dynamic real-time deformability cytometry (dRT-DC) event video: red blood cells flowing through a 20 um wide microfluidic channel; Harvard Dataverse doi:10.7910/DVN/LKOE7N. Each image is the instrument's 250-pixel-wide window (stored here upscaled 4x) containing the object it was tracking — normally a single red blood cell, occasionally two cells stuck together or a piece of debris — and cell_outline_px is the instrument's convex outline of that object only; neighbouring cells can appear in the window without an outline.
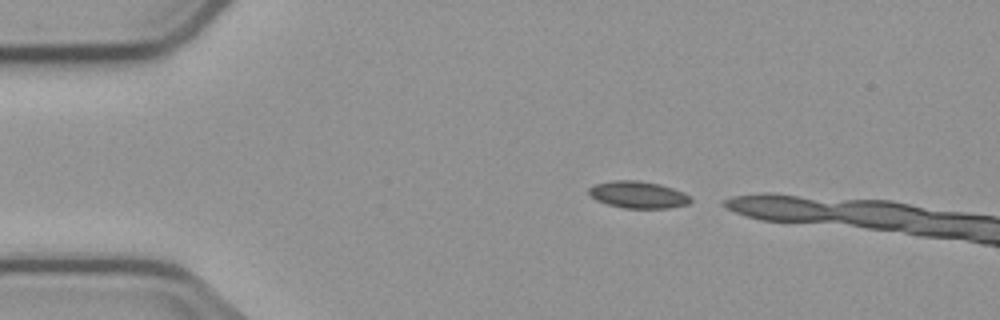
{"species": "common noctule bat (a hibernating species)", "species_latin": "Nyctalus noctula", "temperature_condition": "cold", "stored_images_in_passage": 3, "camera_frame_rate_fps": 3000, "um_per_image_px": 0.085, "animal": {"sex": "male", "body_mass_g": 23.1, "forearm_length_mm": 52.7}, "frame": {"image": 1, "passage_image": 1, "time_ms": 0.0, "image_size_px": [1000, 320], "cell_outline_px": [[692, 200], [688, 204], [668, 208], [624, 208], [608, 204], [596, 200], [588, 192], [588, 188], [596, 184], [612, 180], [640, 180], [660, 184], [684, 192], [692, 196]], "centroid_in_image_um": [54.27, 16.54], "position_along_channel_um": 30.7, "area_um2": 16.07}}